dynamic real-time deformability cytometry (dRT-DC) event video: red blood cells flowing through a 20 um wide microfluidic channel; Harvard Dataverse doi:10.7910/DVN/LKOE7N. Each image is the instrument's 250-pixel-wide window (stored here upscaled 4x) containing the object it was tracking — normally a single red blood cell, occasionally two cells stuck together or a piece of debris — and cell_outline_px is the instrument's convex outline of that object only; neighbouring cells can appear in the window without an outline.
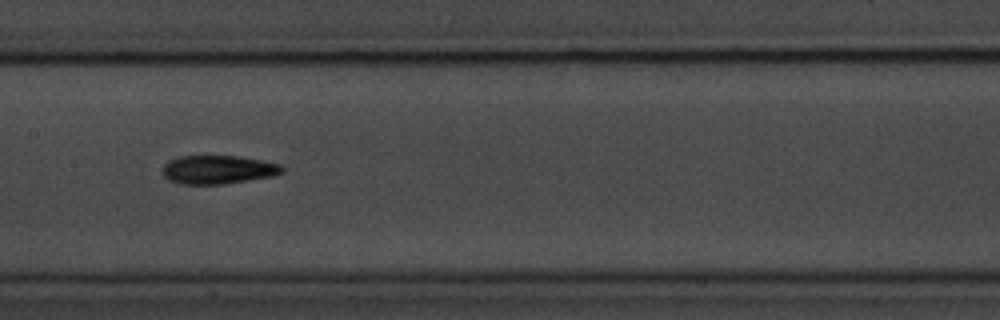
{"species": "common noctule bat (a hibernating species)", "species_latin": "Nyctalus noctula", "temperature_condition": "room temperature", "stored_images_in_passage": 15, "camera_frame_rate_fps": 3000, "um_per_image_px": 0.085, "animal": {"sex": "male", "body_mass_g": 20.1, "forearm_length_mm": 53.5}, "frame": {"image": 1, "passage_image": 7, "time_ms": 8.0, "image_size_px": [1000, 320], "cell_outline_px": [[284, 172], [276, 176], [224, 184], [180, 184], [168, 180], [164, 176], [164, 164], [168, 160], [180, 156], [240, 156], [264, 160], [280, 164], [284, 168]], "centroid_in_image_um": [18.58, 14.42], "position_along_channel_um": 188.8, "area_um2": 20.17}, "authors_computed_cell_mechanics": {"area_um2": 19.1318, "velocity_mm_per_s": 3.5081, "shape_relaxation_time_tau1_ms": 5.9652, "shape_relaxation_time_tau2_ms": null, "deformation_change_tau1": 0.2032, "deformation_change_tau2": null}}